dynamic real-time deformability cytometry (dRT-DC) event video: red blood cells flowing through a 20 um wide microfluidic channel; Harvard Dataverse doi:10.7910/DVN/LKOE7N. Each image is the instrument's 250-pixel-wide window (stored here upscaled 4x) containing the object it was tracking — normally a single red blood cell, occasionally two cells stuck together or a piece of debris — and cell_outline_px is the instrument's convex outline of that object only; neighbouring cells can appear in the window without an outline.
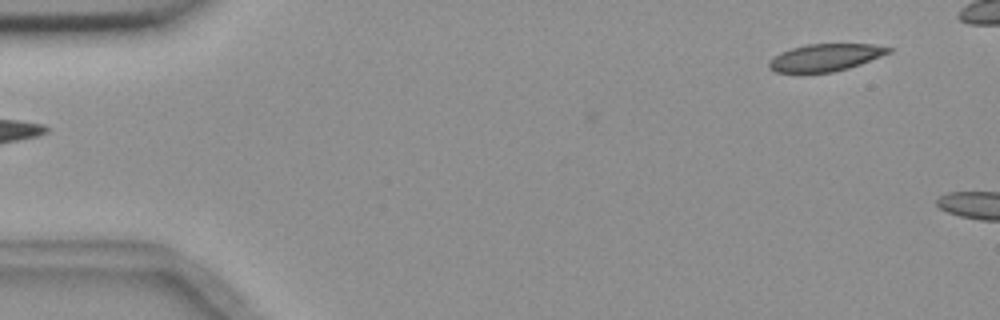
{"species": "common noctule bat (a hibernating species)", "species_latin": "Nyctalus noctula", "temperature_condition": "room temperature", "stored_images_in_passage": 5, "camera_frame_rate_fps": 3000, "um_per_image_px": 0.085, "animal": {"sex": "female", "body_mass_g": 18.4}, "frame": {"image": 1, "passage_image": 5, "time_ms": 4.667, "image_size_px": [1000, 320], "cell_outline_px": [[892, 52], [860, 64], [848, 68], [832, 72], [776, 72], [768, 68], [768, 60], [780, 52], [792, 48], [808, 44], [872, 44], [892, 48]], "centroid_in_image_um": [70.14, 4.88], "position_along_channel_um": 14.9, "area_um2": 18.9}}